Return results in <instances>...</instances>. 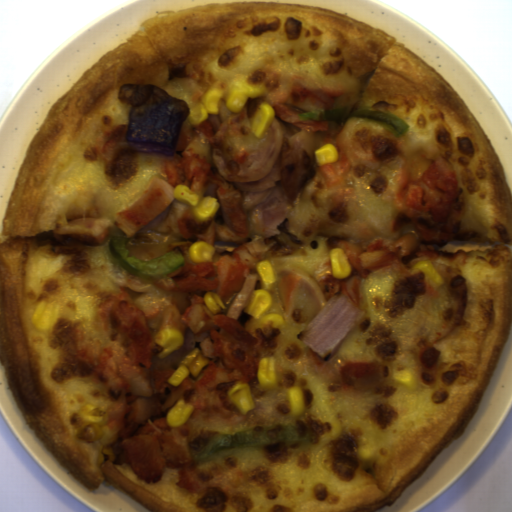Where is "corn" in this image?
<instances>
[{"label": "corn", "instance_id": "corn-1", "mask_svg": "<svg viewBox=\"0 0 512 512\" xmlns=\"http://www.w3.org/2000/svg\"><path fill=\"white\" fill-rule=\"evenodd\" d=\"M270 93L261 80V75L242 73L226 86L225 89L212 87L205 92L198 104L191 107L188 118L194 128L210 115L220 112L219 103L224 100L225 108L232 114H240L250 98H258Z\"/></svg>", "mask_w": 512, "mask_h": 512}, {"label": "corn", "instance_id": "corn-2", "mask_svg": "<svg viewBox=\"0 0 512 512\" xmlns=\"http://www.w3.org/2000/svg\"><path fill=\"white\" fill-rule=\"evenodd\" d=\"M105 413L92 404H87L79 411L71 415L70 421L78 432V442L100 441L101 449L99 451L98 465L105 461L114 462L115 455L112 451V445L117 442L118 435H111L107 426L100 429Z\"/></svg>", "mask_w": 512, "mask_h": 512}, {"label": "corn", "instance_id": "corn-3", "mask_svg": "<svg viewBox=\"0 0 512 512\" xmlns=\"http://www.w3.org/2000/svg\"><path fill=\"white\" fill-rule=\"evenodd\" d=\"M256 271L261 277L262 288L253 290L251 301L243 311L259 319L273 303L271 291L277 286L278 272L272 267L269 260L256 263Z\"/></svg>", "mask_w": 512, "mask_h": 512}, {"label": "corn", "instance_id": "corn-4", "mask_svg": "<svg viewBox=\"0 0 512 512\" xmlns=\"http://www.w3.org/2000/svg\"><path fill=\"white\" fill-rule=\"evenodd\" d=\"M173 197L185 203L190 209L195 221L205 223L212 220L221 203L217 197L210 194L204 196L203 192H195L186 184L174 187Z\"/></svg>", "mask_w": 512, "mask_h": 512}, {"label": "corn", "instance_id": "corn-5", "mask_svg": "<svg viewBox=\"0 0 512 512\" xmlns=\"http://www.w3.org/2000/svg\"><path fill=\"white\" fill-rule=\"evenodd\" d=\"M210 363L209 357L205 356L199 348H193L180 362L177 370L168 377L166 382L171 387L176 388L189 375L194 379L199 378L203 367L210 365Z\"/></svg>", "mask_w": 512, "mask_h": 512}, {"label": "corn", "instance_id": "corn-6", "mask_svg": "<svg viewBox=\"0 0 512 512\" xmlns=\"http://www.w3.org/2000/svg\"><path fill=\"white\" fill-rule=\"evenodd\" d=\"M184 342L185 340L179 329L169 326L160 330L153 337V353L161 360L180 349Z\"/></svg>", "mask_w": 512, "mask_h": 512}, {"label": "corn", "instance_id": "corn-7", "mask_svg": "<svg viewBox=\"0 0 512 512\" xmlns=\"http://www.w3.org/2000/svg\"><path fill=\"white\" fill-rule=\"evenodd\" d=\"M276 117V112L271 104L259 101L252 113L248 116L252 134L256 138L261 139L270 129Z\"/></svg>", "mask_w": 512, "mask_h": 512}, {"label": "corn", "instance_id": "corn-8", "mask_svg": "<svg viewBox=\"0 0 512 512\" xmlns=\"http://www.w3.org/2000/svg\"><path fill=\"white\" fill-rule=\"evenodd\" d=\"M59 311L60 308L57 305L45 300L39 301L32 313L30 322L34 328L42 332H48L55 326Z\"/></svg>", "mask_w": 512, "mask_h": 512}, {"label": "corn", "instance_id": "corn-9", "mask_svg": "<svg viewBox=\"0 0 512 512\" xmlns=\"http://www.w3.org/2000/svg\"><path fill=\"white\" fill-rule=\"evenodd\" d=\"M227 397L242 414H246L250 409L256 407L252 398L251 389L248 383H237L229 390Z\"/></svg>", "mask_w": 512, "mask_h": 512}, {"label": "corn", "instance_id": "corn-10", "mask_svg": "<svg viewBox=\"0 0 512 512\" xmlns=\"http://www.w3.org/2000/svg\"><path fill=\"white\" fill-rule=\"evenodd\" d=\"M257 379L259 381L258 387L260 390L265 391L276 388L278 380L276 374V359L273 356H267L261 359L257 371Z\"/></svg>", "mask_w": 512, "mask_h": 512}, {"label": "corn", "instance_id": "corn-11", "mask_svg": "<svg viewBox=\"0 0 512 512\" xmlns=\"http://www.w3.org/2000/svg\"><path fill=\"white\" fill-rule=\"evenodd\" d=\"M412 274L417 276L429 286H442L445 284L443 275L433 266L428 259L416 264L409 269Z\"/></svg>", "mask_w": 512, "mask_h": 512}, {"label": "corn", "instance_id": "corn-12", "mask_svg": "<svg viewBox=\"0 0 512 512\" xmlns=\"http://www.w3.org/2000/svg\"><path fill=\"white\" fill-rule=\"evenodd\" d=\"M331 271L334 278L346 279L351 277L352 268L345 253L340 248L329 250Z\"/></svg>", "mask_w": 512, "mask_h": 512}, {"label": "corn", "instance_id": "corn-13", "mask_svg": "<svg viewBox=\"0 0 512 512\" xmlns=\"http://www.w3.org/2000/svg\"><path fill=\"white\" fill-rule=\"evenodd\" d=\"M194 412V407L184 398L174 404L167 413V422L171 427L183 426Z\"/></svg>", "mask_w": 512, "mask_h": 512}, {"label": "corn", "instance_id": "corn-14", "mask_svg": "<svg viewBox=\"0 0 512 512\" xmlns=\"http://www.w3.org/2000/svg\"><path fill=\"white\" fill-rule=\"evenodd\" d=\"M216 249L206 243L205 241H196L186 253L192 262L199 264L210 263L214 264L213 257Z\"/></svg>", "mask_w": 512, "mask_h": 512}, {"label": "corn", "instance_id": "corn-15", "mask_svg": "<svg viewBox=\"0 0 512 512\" xmlns=\"http://www.w3.org/2000/svg\"><path fill=\"white\" fill-rule=\"evenodd\" d=\"M259 325L261 327V334L270 338L281 331L284 326V319L278 313H271L262 317Z\"/></svg>", "mask_w": 512, "mask_h": 512}, {"label": "corn", "instance_id": "corn-16", "mask_svg": "<svg viewBox=\"0 0 512 512\" xmlns=\"http://www.w3.org/2000/svg\"><path fill=\"white\" fill-rule=\"evenodd\" d=\"M288 402L290 404V416L301 415L305 411V396L302 389L291 387L287 389Z\"/></svg>", "mask_w": 512, "mask_h": 512}, {"label": "corn", "instance_id": "corn-17", "mask_svg": "<svg viewBox=\"0 0 512 512\" xmlns=\"http://www.w3.org/2000/svg\"><path fill=\"white\" fill-rule=\"evenodd\" d=\"M316 165H323L328 162L338 161L339 154L336 145L327 143L326 145L314 150Z\"/></svg>", "mask_w": 512, "mask_h": 512}, {"label": "corn", "instance_id": "corn-18", "mask_svg": "<svg viewBox=\"0 0 512 512\" xmlns=\"http://www.w3.org/2000/svg\"><path fill=\"white\" fill-rule=\"evenodd\" d=\"M203 301L206 307L214 314H218L221 310L227 309L221 297L214 290L208 291L203 296Z\"/></svg>", "mask_w": 512, "mask_h": 512}, {"label": "corn", "instance_id": "corn-19", "mask_svg": "<svg viewBox=\"0 0 512 512\" xmlns=\"http://www.w3.org/2000/svg\"><path fill=\"white\" fill-rule=\"evenodd\" d=\"M390 380L403 384L404 386L409 388L411 391L417 390V386H418L417 378L413 372H411L407 369L403 370V371H399L398 373L393 375Z\"/></svg>", "mask_w": 512, "mask_h": 512}]
</instances>
